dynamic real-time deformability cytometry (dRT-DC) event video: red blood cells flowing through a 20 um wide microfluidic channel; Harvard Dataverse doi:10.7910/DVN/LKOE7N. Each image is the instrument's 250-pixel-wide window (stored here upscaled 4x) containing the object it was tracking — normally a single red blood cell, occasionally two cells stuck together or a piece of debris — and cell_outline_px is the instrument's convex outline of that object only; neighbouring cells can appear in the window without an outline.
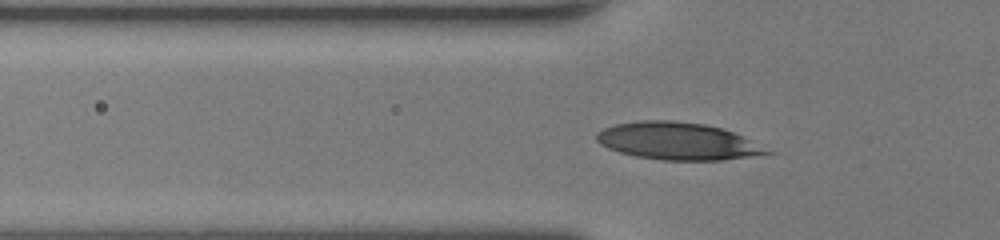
{"species": "human", "species_latin": "Homo sapiens", "temperature_condition": "room temperature", "stored_images_in_passage": 40, "camera_frame_rate_fps": 3000, "um_per_image_px": 0.085, "donor": {"sex": "female"}, "frame": {"image": 1, "passage_image": 8, "time_ms": 2.333, "image_size_px": [1000, 240], "cell_outline_px": [[780, 152], [724, 160], [660, 160], [636, 156], [620, 152], [608, 148], [600, 144], [596, 140], [596, 132], [604, 128], [616, 124], [644, 120], [672, 120], [704, 124], [720, 128], [732, 132]], "centroid_in_image_um": [57.65, 12.0], "position_along_channel_um": 68.2, "area_um2": 37.17}}
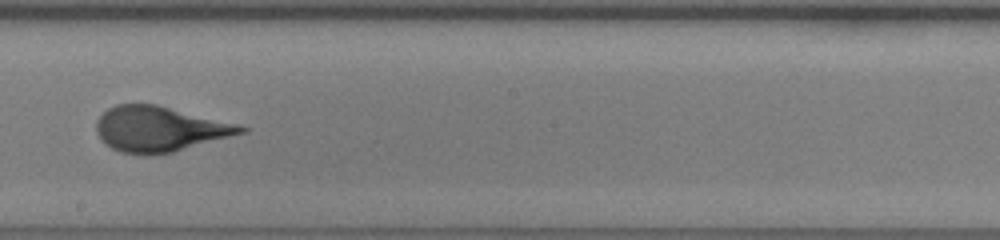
{"frame": {"image": 2, "passage_image": 20, "time_ms": 6.333, "image_size_px": [1000, 240], "cell_outline_px": [[248, 132], [172, 152], [120, 152], [112, 148], [96, 132], [96, 120], [108, 108], [116, 104], [156, 104], [236, 124], [248, 128]], "centroid_in_image_um": [13.57, 10.93], "position_along_channel_um": 234.6, "area_um2": 37.05}}
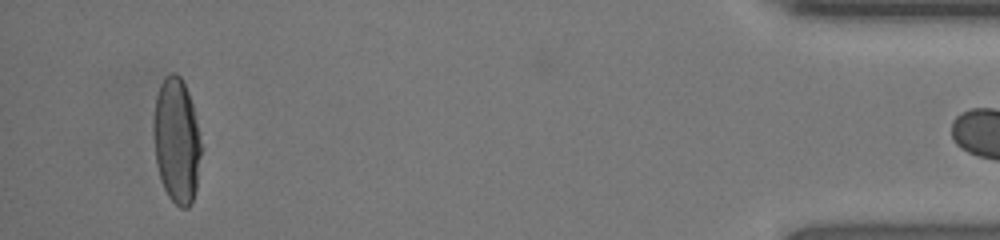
{"frame": {"image": 3, "passage_image": 38, "time_ms": 12.333, "image_size_px": [1000, 240], "cell_outline_px": [[200, 156], [196, 192], [192, 204], [188, 208], [180, 208], [168, 196], [160, 180], [156, 164], [152, 128], [152, 124], [156, 96], [160, 84], [164, 76], [172, 72], [176, 72], [180, 76], [188, 92], [192, 104], [200, 144]], "centroid_in_image_um": [14.98, 11.97], "position_along_channel_um": 420.2, "area_um2": 34.85}, "authors_computed_cell_mechanics": {"area_um2": 36.992, "velocity_mm_per_s": 4.2315, "shape_relaxation_time_tau1_ms": 4.2077, "shape_relaxation_time_tau2_ms": null, "deformation_change_tau1": 0.2029, "deformation_change_tau2": null}}